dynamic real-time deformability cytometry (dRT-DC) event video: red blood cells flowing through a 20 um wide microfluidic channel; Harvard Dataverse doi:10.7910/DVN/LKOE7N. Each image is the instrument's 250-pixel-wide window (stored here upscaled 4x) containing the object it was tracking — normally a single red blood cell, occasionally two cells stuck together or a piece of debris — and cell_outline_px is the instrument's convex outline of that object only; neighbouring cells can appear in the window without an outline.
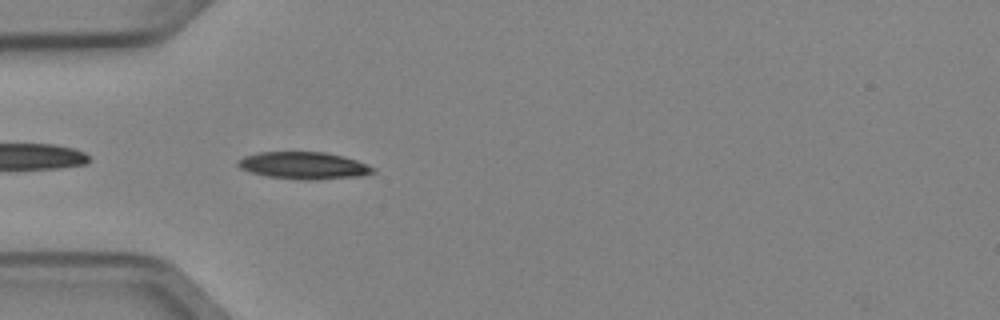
{"species": "Egyptian fruit bat (a non-hibernating species)", "species_latin": "Rousettus aegyptiacus", "temperature_condition": "cold", "stored_images_in_passage": 5, "camera_frame_rate_fps": 3000, "um_per_image_px": 0.085, "animal": {"sex": "female"}, "frame": {"image": 1, "passage_image": 5, "time_ms": 1.333, "image_size_px": [1000, 320], "cell_outline_px": [[376, 172], [360, 176], [316, 180], [304, 180], [268, 176], [252, 172], [240, 168], [236, 164], [244, 156], [260, 152], [324, 152], [344, 156], [356, 160], [376, 168]], "centroid_in_image_um": [25.86, 14.07], "position_along_channel_um": 59.1, "area_um2": 21.27}}